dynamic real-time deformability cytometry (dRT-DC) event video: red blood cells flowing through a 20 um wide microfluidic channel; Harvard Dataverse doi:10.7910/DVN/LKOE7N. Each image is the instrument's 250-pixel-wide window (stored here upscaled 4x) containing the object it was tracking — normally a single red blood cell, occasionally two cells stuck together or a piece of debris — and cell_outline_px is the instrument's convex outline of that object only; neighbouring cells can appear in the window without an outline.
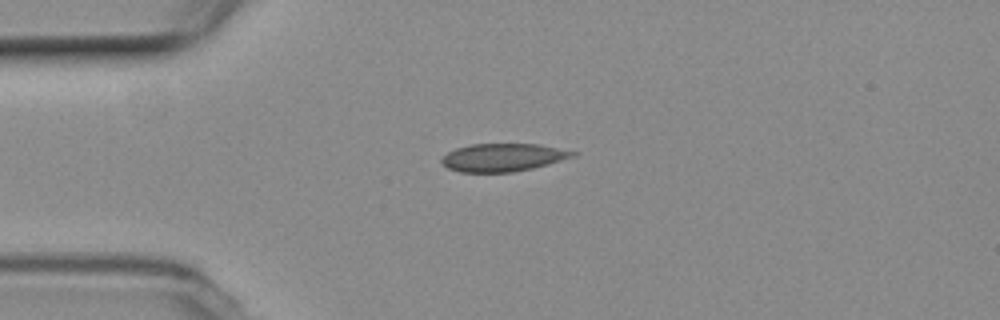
{"species": "common noctule bat (a hibernating species)", "species_latin": "Nyctalus noctula", "temperature_condition": "room temperature", "stored_images_in_passage": 7, "camera_frame_rate_fps": 3000, "um_per_image_px": 0.085, "animal": {"sex": "female", "body_mass_g": 19.3, "forearm_length_mm": 54.1}, "frame": {"image": 1, "passage_image": 1, "time_ms": 0.0, "image_size_px": [1000, 320], "cell_outline_px": [[580, 152], [576, 156], [548, 164], [532, 168], [512, 172], [460, 172], [448, 168], [440, 160], [448, 152], [456, 148], [472, 144], [536, 144]], "centroid_in_image_um": [42.78, 13.38], "position_along_channel_um": 42.2, "area_um2": 21.21}}
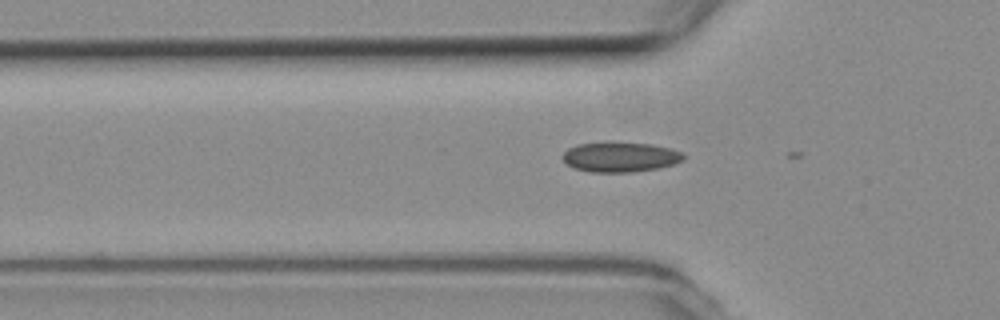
{"frame": {"image": 2, "passage_image": 5, "time_ms": 1.333, "image_size_px": [1000, 320], "cell_outline_px": [[684, 160], [676, 164], [660, 168], [632, 172], [588, 172], [572, 168], [564, 160], [564, 152], [568, 148], [576, 144], [652, 144], [668, 148], [680, 152], [684, 156]], "centroid_in_image_um": [52.74, 13.39], "position_along_channel_um": 73.1, "area_um2": 20.58}}